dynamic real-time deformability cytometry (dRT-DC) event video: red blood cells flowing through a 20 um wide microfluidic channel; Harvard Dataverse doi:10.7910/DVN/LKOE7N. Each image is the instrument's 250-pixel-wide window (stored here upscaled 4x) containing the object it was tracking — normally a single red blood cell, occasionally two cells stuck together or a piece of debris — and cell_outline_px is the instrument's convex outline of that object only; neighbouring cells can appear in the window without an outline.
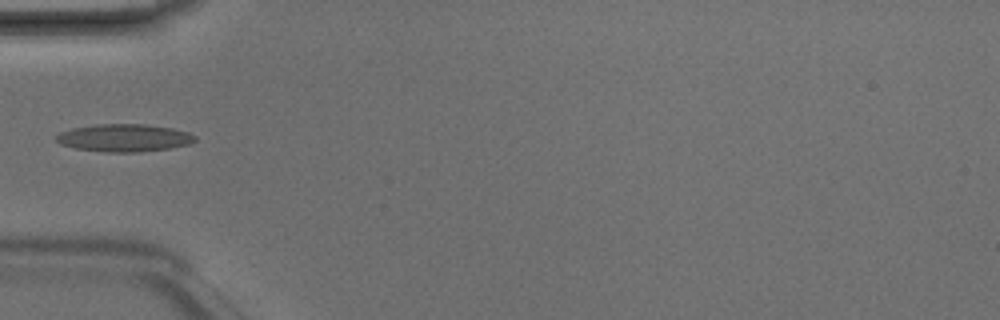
{"species": "Egyptian fruit bat (a non-hibernating species)", "species_latin": "Rousettus aegyptiacus", "temperature_condition": "room temperature", "stored_images_in_passage": 5, "camera_frame_rate_fps": 3000, "um_per_image_px": 0.085, "animal": {"sex": "male"}, "frame": {"image": 1, "passage_image": 4, "time_ms": 1.0, "image_size_px": [1000, 320], "cell_outline_px": [[196, 140], [188, 144], [168, 148], [140, 152], [108, 152], [76, 148], [60, 144], [56, 140], [56, 136], [60, 132], [72, 128], [96, 124], [144, 124], [172, 128], [188, 132], [196, 136]], "centroid_in_image_um": [10.55, 11.71], "position_along_channel_um": 74.5, "area_um2": 22.2}}